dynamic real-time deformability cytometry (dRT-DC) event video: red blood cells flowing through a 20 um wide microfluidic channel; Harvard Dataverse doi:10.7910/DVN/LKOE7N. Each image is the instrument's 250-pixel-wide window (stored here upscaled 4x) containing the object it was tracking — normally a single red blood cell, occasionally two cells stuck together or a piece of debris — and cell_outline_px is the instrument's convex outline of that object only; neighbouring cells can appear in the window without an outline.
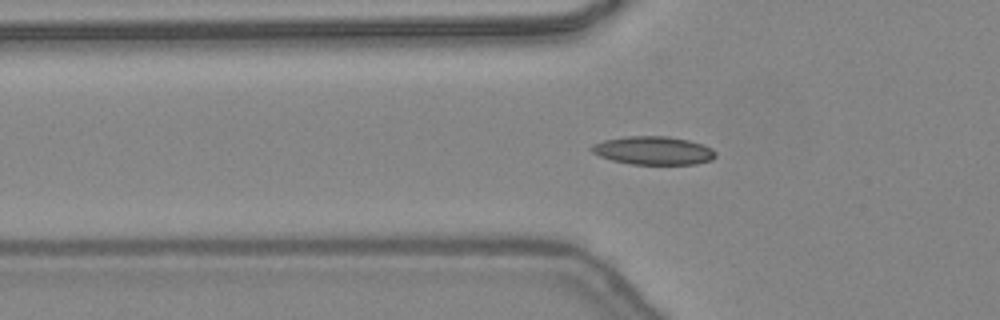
{"species": "common noctule bat (a hibernating species)", "species_latin": "Nyctalus noctula", "temperature_condition": "warm", "stored_images_in_passage": 39, "camera_frame_rate_fps": 3000, "um_per_image_px": 0.085, "animal": {"sex": "female", "body_mass_g": 24.6, "forearm_length_mm": 56.2}, "frame": {"image": 1, "passage_image": 8, "time_ms": 2.333, "image_size_px": [1000, 320], "cell_outline_px": [[716, 156], [712, 160], [696, 164], [632, 164], [612, 160], [600, 156], [592, 152], [588, 148], [592, 144], [604, 140], [624, 136], [668, 136], [688, 140], [704, 144], [712, 148], [716, 152]], "centroid_in_image_um": [55.54, 12.79], "position_along_channel_um": 70.3, "area_um2": 20.63}}
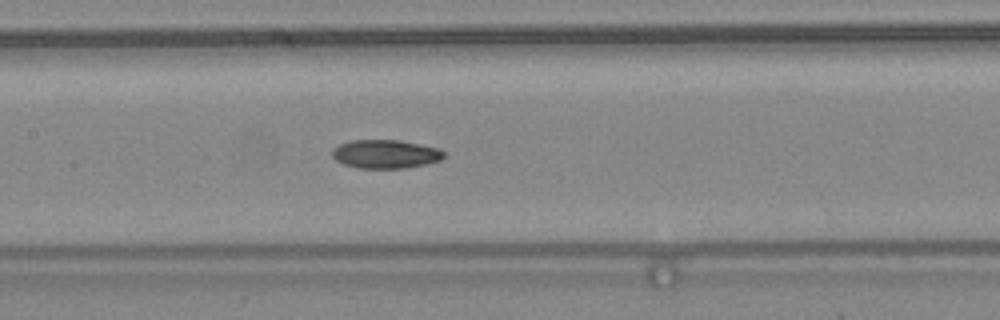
{"frame": {"image": 2, "passage_image": 15, "time_ms": 4.667, "image_size_px": [1000, 320], "cell_outline_px": [[444, 156], [440, 160], [408, 168], [356, 168], [344, 164], [336, 160], [332, 156], [332, 148], [340, 144], [352, 140], [400, 140], [440, 148], [444, 152]], "centroid_in_image_um": [32.76, 13.09], "position_along_channel_um": 174.6, "area_um2": 18.67}}
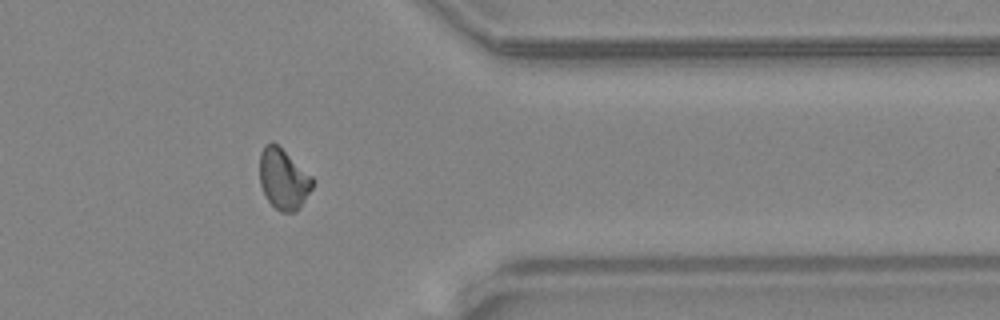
{"frame": {"image": 3, "passage_image": 30, "time_ms": 9.667, "image_size_px": [1000, 320], "cell_outline_px": [[316, 180], [312, 188], [300, 208], [296, 212], [280, 212], [268, 200], [260, 184], [260, 152], [264, 144], [272, 140], [312, 176]], "centroid_in_image_um": [24.1, 15.21], "position_along_channel_um": 387.3, "area_um2": 18.73}}